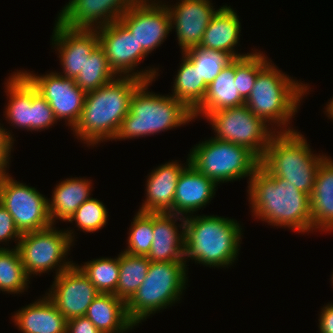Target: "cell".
Returning a JSON list of instances; mask_svg holds the SVG:
<instances>
[{
    "label": "cell",
    "mask_w": 333,
    "mask_h": 333,
    "mask_svg": "<svg viewBox=\"0 0 333 333\" xmlns=\"http://www.w3.org/2000/svg\"><path fill=\"white\" fill-rule=\"evenodd\" d=\"M248 183L252 216L277 228L312 233L310 196L259 166Z\"/></svg>",
    "instance_id": "obj_1"
},
{
    "label": "cell",
    "mask_w": 333,
    "mask_h": 333,
    "mask_svg": "<svg viewBox=\"0 0 333 333\" xmlns=\"http://www.w3.org/2000/svg\"><path fill=\"white\" fill-rule=\"evenodd\" d=\"M143 81L134 77H117L102 87L87 92L80 118L71 129L88 147L115 140L122 120L129 112L134 91Z\"/></svg>",
    "instance_id": "obj_2"
},
{
    "label": "cell",
    "mask_w": 333,
    "mask_h": 333,
    "mask_svg": "<svg viewBox=\"0 0 333 333\" xmlns=\"http://www.w3.org/2000/svg\"><path fill=\"white\" fill-rule=\"evenodd\" d=\"M239 221L217 215L185 217L184 257L209 268H229L238 260L243 238ZM188 258V259H187ZM189 260V261H188ZM187 262V263H186ZM229 266V267H228Z\"/></svg>",
    "instance_id": "obj_3"
},
{
    "label": "cell",
    "mask_w": 333,
    "mask_h": 333,
    "mask_svg": "<svg viewBox=\"0 0 333 333\" xmlns=\"http://www.w3.org/2000/svg\"><path fill=\"white\" fill-rule=\"evenodd\" d=\"M303 83L282 72L271 60L258 73L245 105L277 133L296 131L292 118L311 90L308 83Z\"/></svg>",
    "instance_id": "obj_4"
},
{
    "label": "cell",
    "mask_w": 333,
    "mask_h": 333,
    "mask_svg": "<svg viewBox=\"0 0 333 333\" xmlns=\"http://www.w3.org/2000/svg\"><path fill=\"white\" fill-rule=\"evenodd\" d=\"M152 82L145 81L134 91L115 141L154 135L194 121L192 112L175 97L150 92Z\"/></svg>",
    "instance_id": "obj_5"
},
{
    "label": "cell",
    "mask_w": 333,
    "mask_h": 333,
    "mask_svg": "<svg viewBox=\"0 0 333 333\" xmlns=\"http://www.w3.org/2000/svg\"><path fill=\"white\" fill-rule=\"evenodd\" d=\"M307 139L296 129L278 132L270 140L260 166L269 174L285 179L311 196L320 163L325 154H314Z\"/></svg>",
    "instance_id": "obj_6"
},
{
    "label": "cell",
    "mask_w": 333,
    "mask_h": 333,
    "mask_svg": "<svg viewBox=\"0 0 333 333\" xmlns=\"http://www.w3.org/2000/svg\"><path fill=\"white\" fill-rule=\"evenodd\" d=\"M188 269L185 262H150L145 280L126 303L128 318L138 326L151 315L180 303L188 285Z\"/></svg>",
    "instance_id": "obj_7"
},
{
    "label": "cell",
    "mask_w": 333,
    "mask_h": 333,
    "mask_svg": "<svg viewBox=\"0 0 333 333\" xmlns=\"http://www.w3.org/2000/svg\"><path fill=\"white\" fill-rule=\"evenodd\" d=\"M189 163L201 174L221 183L250 181L260 166V159L248 148L211 137L200 141L190 149Z\"/></svg>",
    "instance_id": "obj_8"
},
{
    "label": "cell",
    "mask_w": 333,
    "mask_h": 333,
    "mask_svg": "<svg viewBox=\"0 0 333 333\" xmlns=\"http://www.w3.org/2000/svg\"><path fill=\"white\" fill-rule=\"evenodd\" d=\"M70 228L72 227L59 230L52 225L43 230L22 234L17 249L30 278L51 270H55L57 276L75 263L66 259L76 241L74 228Z\"/></svg>",
    "instance_id": "obj_9"
},
{
    "label": "cell",
    "mask_w": 333,
    "mask_h": 333,
    "mask_svg": "<svg viewBox=\"0 0 333 333\" xmlns=\"http://www.w3.org/2000/svg\"><path fill=\"white\" fill-rule=\"evenodd\" d=\"M206 120L214 130L215 139L244 146L259 159L277 133L245 104L212 112Z\"/></svg>",
    "instance_id": "obj_10"
},
{
    "label": "cell",
    "mask_w": 333,
    "mask_h": 333,
    "mask_svg": "<svg viewBox=\"0 0 333 333\" xmlns=\"http://www.w3.org/2000/svg\"><path fill=\"white\" fill-rule=\"evenodd\" d=\"M99 45L105 52L108 63L118 77H134L143 82L156 81L158 67L138 70L141 60L148 54L138 46L135 37L118 20L96 29ZM137 68V71H136Z\"/></svg>",
    "instance_id": "obj_11"
},
{
    "label": "cell",
    "mask_w": 333,
    "mask_h": 333,
    "mask_svg": "<svg viewBox=\"0 0 333 333\" xmlns=\"http://www.w3.org/2000/svg\"><path fill=\"white\" fill-rule=\"evenodd\" d=\"M0 204L11 214L21 234L53 225L48 212V198L10 174L0 177Z\"/></svg>",
    "instance_id": "obj_12"
},
{
    "label": "cell",
    "mask_w": 333,
    "mask_h": 333,
    "mask_svg": "<svg viewBox=\"0 0 333 333\" xmlns=\"http://www.w3.org/2000/svg\"><path fill=\"white\" fill-rule=\"evenodd\" d=\"M19 71L49 103L55 118L59 122L65 120L66 126L72 129L80 118L86 95L75 79L62 76L56 71H48L43 75L29 70Z\"/></svg>",
    "instance_id": "obj_13"
},
{
    "label": "cell",
    "mask_w": 333,
    "mask_h": 333,
    "mask_svg": "<svg viewBox=\"0 0 333 333\" xmlns=\"http://www.w3.org/2000/svg\"><path fill=\"white\" fill-rule=\"evenodd\" d=\"M119 21L148 55L161 46L171 32L170 15L164 3L138 0Z\"/></svg>",
    "instance_id": "obj_14"
},
{
    "label": "cell",
    "mask_w": 333,
    "mask_h": 333,
    "mask_svg": "<svg viewBox=\"0 0 333 333\" xmlns=\"http://www.w3.org/2000/svg\"><path fill=\"white\" fill-rule=\"evenodd\" d=\"M46 296L66 320L85 316L92 301L100 294L83 271L74 263L54 276Z\"/></svg>",
    "instance_id": "obj_15"
},
{
    "label": "cell",
    "mask_w": 333,
    "mask_h": 333,
    "mask_svg": "<svg viewBox=\"0 0 333 333\" xmlns=\"http://www.w3.org/2000/svg\"><path fill=\"white\" fill-rule=\"evenodd\" d=\"M150 3H164L170 15L171 32L174 29L181 53L200 46L203 34L211 18L219 8L212 0H178L174 5L162 0H147Z\"/></svg>",
    "instance_id": "obj_16"
},
{
    "label": "cell",
    "mask_w": 333,
    "mask_h": 333,
    "mask_svg": "<svg viewBox=\"0 0 333 333\" xmlns=\"http://www.w3.org/2000/svg\"><path fill=\"white\" fill-rule=\"evenodd\" d=\"M51 44L57 51L63 72H57L67 78L76 79L83 70L86 60L99 46L96 30L68 28L57 20L54 23ZM57 49V50H56Z\"/></svg>",
    "instance_id": "obj_17"
},
{
    "label": "cell",
    "mask_w": 333,
    "mask_h": 333,
    "mask_svg": "<svg viewBox=\"0 0 333 333\" xmlns=\"http://www.w3.org/2000/svg\"><path fill=\"white\" fill-rule=\"evenodd\" d=\"M138 0H69L57 21L72 29L96 30L118 21Z\"/></svg>",
    "instance_id": "obj_18"
},
{
    "label": "cell",
    "mask_w": 333,
    "mask_h": 333,
    "mask_svg": "<svg viewBox=\"0 0 333 333\" xmlns=\"http://www.w3.org/2000/svg\"><path fill=\"white\" fill-rule=\"evenodd\" d=\"M184 225L185 217L181 215L153 213V241L147 259L150 262H185Z\"/></svg>",
    "instance_id": "obj_19"
},
{
    "label": "cell",
    "mask_w": 333,
    "mask_h": 333,
    "mask_svg": "<svg viewBox=\"0 0 333 333\" xmlns=\"http://www.w3.org/2000/svg\"><path fill=\"white\" fill-rule=\"evenodd\" d=\"M218 185L197 171L190 163L182 170L169 213L187 217L196 214L213 200Z\"/></svg>",
    "instance_id": "obj_20"
},
{
    "label": "cell",
    "mask_w": 333,
    "mask_h": 333,
    "mask_svg": "<svg viewBox=\"0 0 333 333\" xmlns=\"http://www.w3.org/2000/svg\"><path fill=\"white\" fill-rule=\"evenodd\" d=\"M185 163L179 164V161L172 160L155 167L148 174L145 184V200L140 205L141 207L139 206L138 211L169 213L173 209L176 185L182 170L189 164V157Z\"/></svg>",
    "instance_id": "obj_21"
},
{
    "label": "cell",
    "mask_w": 333,
    "mask_h": 333,
    "mask_svg": "<svg viewBox=\"0 0 333 333\" xmlns=\"http://www.w3.org/2000/svg\"><path fill=\"white\" fill-rule=\"evenodd\" d=\"M241 22L236 10L226 4L219 7L208 24L200 46L220 50L234 58H242L251 53H238L235 48L240 45ZM239 44V45H238Z\"/></svg>",
    "instance_id": "obj_22"
},
{
    "label": "cell",
    "mask_w": 333,
    "mask_h": 333,
    "mask_svg": "<svg viewBox=\"0 0 333 333\" xmlns=\"http://www.w3.org/2000/svg\"><path fill=\"white\" fill-rule=\"evenodd\" d=\"M21 333H66L67 320L46 296L35 299L12 315Z\"/></svg>",
    "instance_id": "obj_23"
},
{
    "label": "cell",
    "mask_w": 333,
    "mask_h": 333,
    "mask_svg": "<svg viewBox=\"0 0 333 333\" xmlns=\"http://www.w3.org/2000/svg\"><path fill=\"white\" fill-rule=\"evenodd\" d=\"M312 233L333 231V159L327 156L318 168L310 196ZM328 231V232H327Z\"/></svg>",
    "instance_id": "obj_24"
},
{
    "label": "cell",
    "mask_w": 333,
    "mask_h": 333,
    "mask_svg": "<svg viewBox=\"0 0 333 333\" xmlns=\"http://www.w3.org/2000/svg\"><path fill=\"white\" fill-rule=\"evenodd\" d=\"M245 104L235 81V59L225 66L219 75L207 86L201 104L192 112L194 120L205 119L217 110L233 108Z\"/></svg>",
    "instance_id": "obj_25"
},
{
    "label": "cell",
    "mask_w": 333,
    "mask_h": 333,
    "mask_svg": "<svg viewBox=\"0 0 333 333\" xmlns=\"http://www.w3.org/2000/svg\"><path fill=\"white\" fill-rule=\"evenodd\" d=\"M92 180L83 177L67 178L59 181L48 199V212L51 223L57 220L67 222L77 208L91 198Z\"/></svg>",
    "instance_id": "obj_26"
},
{
    "label": "cell",
    "mask_w": 333,
    "mask_h": 333,
    "mask_svg": "<svg viewBox=\"0 0 333 333\" xmlns=\"http://www.w3.org/2000/svg\"><path fill=\"white\" fill-rule=\"evenodd\" d=\"M85 316L101 333H127L137 327L127 316L126 303L114 294L100 293Z\"/></svg>",
    "instance_id": "obj_27"
},
{
    "label": "cell",
    "mask_w": 333,
    "mask_h": 333,
    "mask_svg": "<svg viewBox=\"0 0 333 333\" xmlns=\"http://www.w3.org/2000/svg\"><path fill=\"white\" fill-rule=\"evenodd\" d=\"M12 73L3 83L8 100L3 115L10 126L31 131L32 84L19 70Z\"/></svg>",
    "instance_id": "obj_28"
},
{
    "label": "cell",
    "mask_w": 333,
    "mask_h": 333,
    "mask_svg": "<svg viewBox=\"0 0 333 333\" xmlns=\"http://www.w3.org/2000/svg\"><path fill=\"white\" fill-rule=\"evenodd\" d=\"M182 62L173 79V89L171 96L182 102L191 112H193L202 102L207 90V84L200 79L197 68L183 54Z\"/></svg>",
    "instance_id": "obj_29"
},
{
    "label": "cell",
    "mask_w": 333,
    "mask_h": 333,
    "mask_svg": "<svg viewBox=\"0 0 333 333\" xmlns=\"http://www.w3.org/2000/svg\"><path fill=\"white\" fill-rule=\"evenodd\" d=\"M150 261L146 256L119 253V279L116 297L127 303L146 278Z\"/></svg>",
    "instance_id": "obj_30"
},
{
    "label": "cell",
    "mask_w": 333,
    "mask_h": 333,
    "mask_svg": "<svg viewBox=\"0 0 333 333\" xmlns=\"http://www.w3.org/2000/svg\"><path fill=\"white\" fill-rule=\"evenodd\" d=\"M30 281L18 249L0 248V291L20 295L28 290Z\"/></svg>",
    "instance_id": "obj_31"
},
{
    "label": "cell",
    "mask_w": 333,
    "mask_h": 333,
    "mask_svg": "<svg viewBox=\"0 0 333 333\" xmlns=\"http://www.w3.org/2000/svg\"><path fill=\"white\" fill-rule=\"evenodd\" d=\"M88 277L99 293L114 294L119 279V255L114 258L101 257L76 264Z\"/></svg>",
    "instance_id": "obj_32"
},
{
    "label": "cell",
    "mask_w": 333,
    "mask_h": 333,
    "mask_svg": "<svg viewBox=\"0 0 333 333\" xmlns=\"http://www.w3.org/2000/svg\"><path fill=\"white\" fill-rule=\"evenodd\" d=\"M104 50L99 45L90 55L75 83L85 92L94 91L116 79Z\"/></svg>",
    "instance_id": "obj_33"
},
{
    "label": "cell",
    "mask_w": 333,
    "mask_h": 333,
    "mask_svg": "<svg viewBox=\"0 0 333 333\" xmlns=\"http://www.w3.org/2000/svg\"><path fill=\"white\" fill-rule=\"evenodd\" d=\"M183 54L193 63L194 68H197L200 79H203L207 85L235 59L229 53L201 46L190 48Z\"/></svg>",
    "instance_id": "obj_34"
},
{
    "label": "cell",
    "mask_w": 333,
    "mask_h": 333,
    "mask_svg": "<svg viewBox=\"0 0 333 333\" xmlns=\"http://www.w3.org/2000/svg\"><path fill=\"white\" fill-rule=\"evenodd\" d=\"M253 51L245 57L235 58V81L244 100L249 97L258 73L271 61L261 50Z\"/></svg>",
    "instance_id": "obj_35"
},
{
    "label": "cell",
    "mask_w": 333,
    "mask_h": 333,
    "mask_svg": "<svg viewBox=\"0 0 333 333\" xmlns=\"http://www.w3.org/2000/svg\"><path fill=\"white\" fill-rule=\"evenodd\" d=\"M129 227L127 246L124 252L147 256L153 241V213L137 211Z\"/></svg>",
    "instance_id": "obj_36"
},
{
    "label": "cell",
    "mask_w": 333,
    "mask_h": 333,
    "mask_svg": "<svg viewBox=\"0 0 333 333\" xmlns=\"http://www.w3.org/2000/svg\"><path fill=\"white\" fill-rule=\"evenodd\" d=\"M108 210L104 203L91 197L81 204L67 222H73L78 230L84 233H94L103 229L108 223Z\"/></svg>",
    "instance_id": "obj_37"
},
{
    "label": "cell",
    "mask_w": 333,
    "mask_h": 333,
    "mask_svg": "<svg viewBox=\"0 0 333 333\" xmlns=\"http://www.w3.org/2000/svg\"><path fill=\"white\" fill-rule=\"evenodd\" d=\"M57 122L49 103L32 85L31 132L47 130Z\"/></svg>",
    "instance_id": "obj_38"
},
{
    "label": "cell",
    "mask_w": 333,
    "mask_h": 333,
    "mask_svg": "<svg viewBox=\"0 0 333 333\" xmlns=\"http://www.w3.org/2000/svg\"><path fill=\"white\" fill-rule=\"evenodd\" d=\"M22 234L17 229L14 219L7 209L0 204V248H10L9 241L14 240L17 248ZM3 245H7L6 247Z\"/></svg>",
    "instance_id": "obj_39"
},
{
    "label": "cell",
    "mask_w": 333,
    "mask_h": 333,
    "mask_svg": "<svg viewBox=\"0 0 333 333\" xmlns=\"http://www.w3.org/2000/svg\"><path fill=\"white\" fill-rule=\"evenodd\" d=\"M0 123V177L9 174L11 152L14 150V134ZM8 168V169H7Z\"/></svg>",
    "instance_id": "obj_40"
},
{
    "label": "cell",
    "mask_w": 333,
    "mask_h": 333,
    "mask_svg": "<svg viewBox=\"0 0 333 333\" xmlns=\"http://www.w3.org/2000/svg\"><path fill=\"white\" fill-rule=\"evenodd\" d=\"M66 333H101L86 317H74L67 320Z\"/></svg>",
    "instance_id": "obj_41"
},
{
    "label": "cell",
    "mask_w": 333,
    "mask_h": 333,
    "mask_svg": "<svg viewBox=\"0 0 333 333\" xmlns=\"http://www.w3.org/2000/svg\"><path fill=\"white\" fill-rule=\"evenodd\" d=\"M319 314V332L320 333H333V303L328 302L320 310Z\"/></svg>",
    "instance_id": "obj_42"
},
{
    "label": "cell",
    "mask_w": 333,
    "mask_h": 333,
    "mask_svg": "<svg viewBox=\"0 0 333 333\" xmlns=\"http://www.w3.org/2000/svg\"><path fill=\"white\" fill-rule=\"evenodd\" d=\"M326 107L324 108L325 109V114L327 117H329L328 119H331L333 120V97L332 99L330 98L329 102L326 103Z\"/></svg>",
    "instance_id": "obj_43"
},
{
    "label": "cell",
    "mask_w": 333,
    "mask_h": 333,
    "mask_svg": "<svg viewBox=\"0 0 333 333\" xmlns=\"http://www.w3.org/2000/svg\"><path fill=\"white\" fill-rule=\"evenodd\" d=\"M332 276L330 277L331 278V285L333 286V272H332V274H331Z\"/></svg>",
    "instance_id": "obj_44"
}]
</instances>
